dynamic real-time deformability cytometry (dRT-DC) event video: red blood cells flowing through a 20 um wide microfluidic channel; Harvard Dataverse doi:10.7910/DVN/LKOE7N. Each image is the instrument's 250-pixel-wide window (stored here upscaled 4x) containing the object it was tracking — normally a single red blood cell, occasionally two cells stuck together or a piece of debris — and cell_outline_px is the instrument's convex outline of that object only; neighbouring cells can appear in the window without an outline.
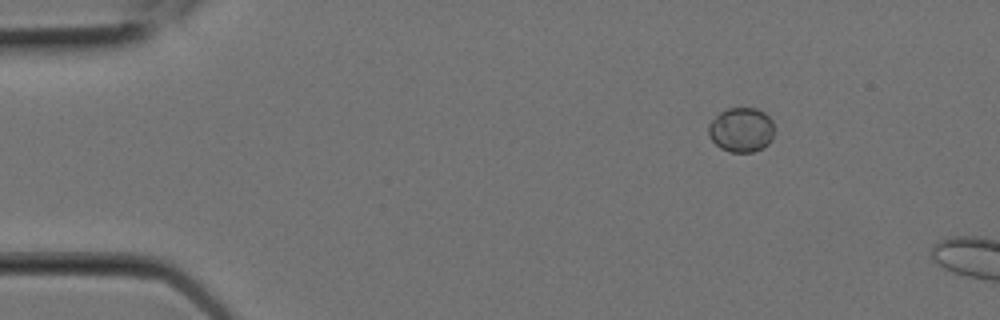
{"species": "Egyptian fruit bat (a non-hibernating species)", "species_latin": "Rousettus aegyptiacus", "temperature_condition": "room temperature", "stored_images_in_passage": 3, "camera_frame_rate_fps": 3000, "um_per_image_px": 0.085, "animal": {"sex": "female"}, "frame": {"image": 1, "passage_image": 1, "time_ms": 0.0, "image_size_px": [1000, 320], "cell_outline_px": [[772, 140], [768, 144], [752, 152], [728, 152], [720, 148], [708, 136], [708, 124], [720, 112], [728, 108], [756, 108], [764, 112], [772, 120]], "centroid_in_image_um": [62.98, 11.03], "position_along_channel_um": 22.0, "area_um2": 17.05}}